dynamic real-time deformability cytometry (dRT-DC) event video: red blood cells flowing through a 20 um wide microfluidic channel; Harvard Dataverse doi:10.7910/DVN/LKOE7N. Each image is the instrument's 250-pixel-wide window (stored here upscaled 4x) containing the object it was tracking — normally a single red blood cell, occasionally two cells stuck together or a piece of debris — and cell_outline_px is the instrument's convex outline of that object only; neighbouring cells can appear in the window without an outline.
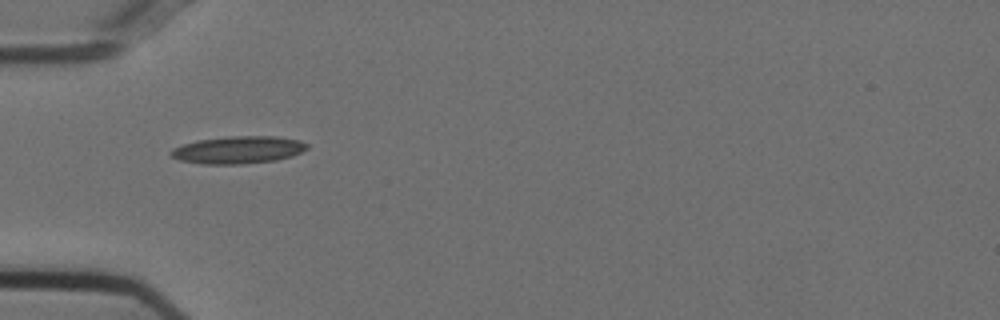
{"species": "Egyptian fruit bat (a non-hibernating species)", "species_latin": "Rousettus aegyptiacus", "temperature_condition": "cold", "stored_images_in_passage": 38, "camera_frame_rate_fps": 3000, "um_per_image_px": 0.085, "animal": {"sex": "female"}, "frame": {"image": 1, "passage_image": 1, "time_ms": 0.0, "image_size_px": [1000, 320], "cell_outline_px": [[308, 148], [292, 156], [276, 160], [240, 164], [200, 164], [180, 160], [172, 156], [168, 152], [172, 148], [196, 140], [228, 136], [276, 136], [300, 140], [308, 144]], "centroid_in_image_um": [20.23, 12.73], "position_along_channel_um": 64.8, "area_um2": 21.85}}
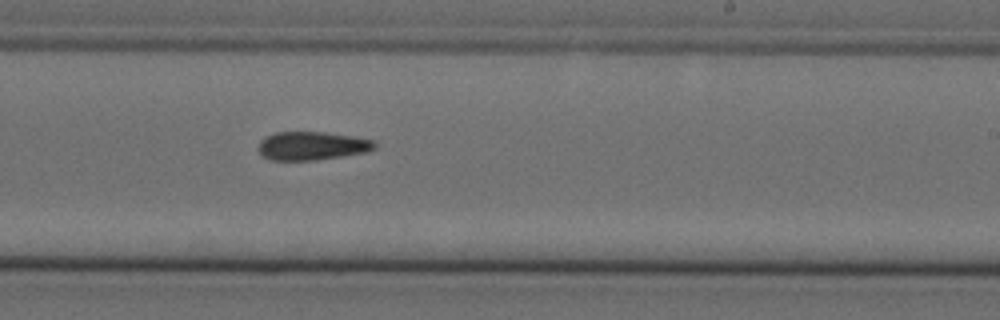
{"frame": {"image": 2, "passage_image": 17, "time_ms": 5.333, "image_size_px": [1000, 320], "cell_outline_px": [[376, 148], [368, 152], [316, 160], [268, 160], [256, 148], [260, 140], [264, 136], [276, 132], [324, 132], [352, 136], [376, 140]], "centroid_in_image_um": [26.51, 12.39], "position_along_channel_um": 262.5, "area_um2": 19.54}}
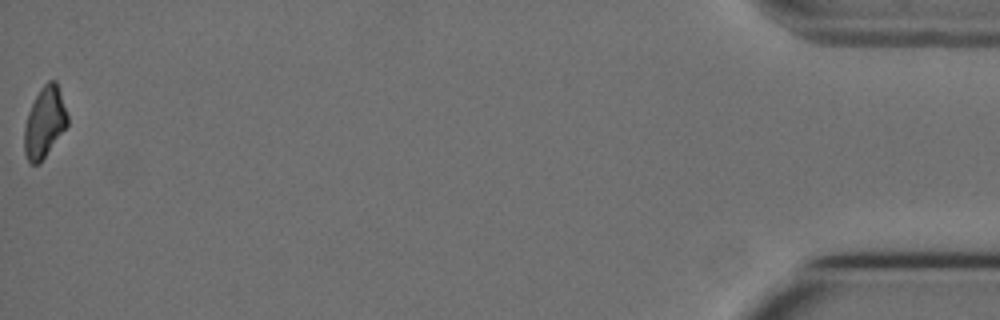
{"frame": {"image": 3, "passage_image": 38, "time_ms": 12.333, "image_size_px": [1000, 320], "cell_outline_px": [[68, 124], [40, 164], [32, 164], [28, 160], [24, 152], [24, 128], [28, 112], [40, 88], [48, 80], [56, 80], [68, 116]], "centroid_in_image_um": [3.78, 10.41], "position_along_channel_um": 431.4, "area_um2": 17.69}, "authors_computed_cell_mechanics": {"area_um2": 19.4786, "velocity_mm_per_s": 3.7352, "shape_relaxation_time_tau1_ms": null, "shape_relaxation_time_tau2_ms": 9.058, "deformation_change_tau1": null, "deformation_change_tau2": 0.1899}}